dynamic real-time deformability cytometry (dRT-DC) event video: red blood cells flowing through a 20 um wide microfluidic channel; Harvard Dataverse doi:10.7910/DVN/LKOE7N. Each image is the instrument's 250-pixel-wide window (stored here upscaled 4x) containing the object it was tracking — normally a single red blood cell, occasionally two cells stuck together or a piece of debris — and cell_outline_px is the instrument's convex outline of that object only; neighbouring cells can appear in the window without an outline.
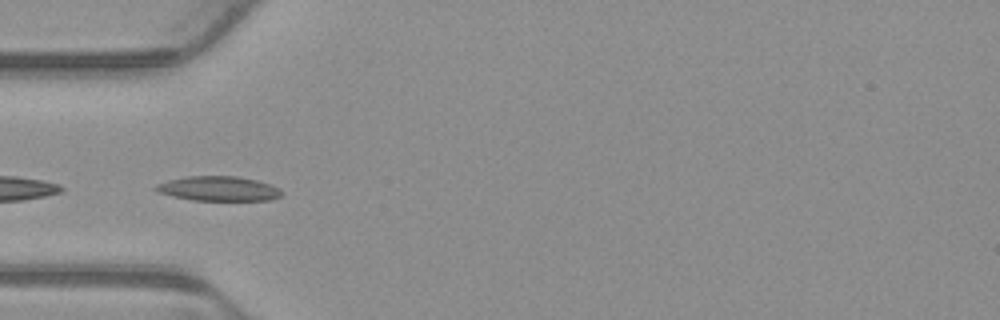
{"species": "common noctule bat (a hibernating species)", "species_latin": "Nyctalus noctula", "temperature_condition": "warm", "stored_images_in_passage": 4, "camera_frame_rate_fps": 3000, "um_per_image_px": 0.085, "animal": {"sex": "male", "body_mass_g": 23.1, "forearm_length_mm": 52.7}, "frame": {"image": 1, "passage_image": 4, "time_ms": 1.0, "image_size_px": [1000, 320], "cell_outline_px": [[280, 196], [268, 200], [192, 200], [156, 192], [152, 188], [156, 184], [168, 180], [188, 176], [236, 176], [256, 180], [280, 188]], "centroid_in_image_um": [18.51, 16.03], "position_along_channel_um": 66.5, "area_um2": 17.92}}